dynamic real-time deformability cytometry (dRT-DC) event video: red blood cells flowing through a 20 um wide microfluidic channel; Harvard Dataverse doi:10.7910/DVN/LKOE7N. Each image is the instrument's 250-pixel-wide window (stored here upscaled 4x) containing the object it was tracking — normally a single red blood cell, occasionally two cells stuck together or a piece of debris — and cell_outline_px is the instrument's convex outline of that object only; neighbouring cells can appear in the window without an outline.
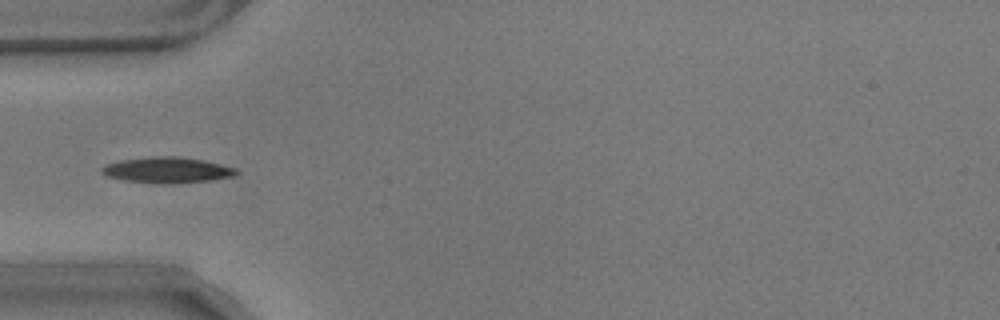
{"species": "common noctule bat (a hibernating species)", "species_latin": "Nyctalus noctula", "temperature_condition": "warm", "stored_images_in_passage": 25, "camera_frame_rate_fps": 3000, "um_per_image_px": 0.085, "animal": {"sex": "male", "body_mass_g": 17.9}, "frame": {"image": 1, "passage_image": 1, "time_ms": 0.0, "image_size_px": [1000, 320], "cell_outline_px": [[240, 172], [232, 176], [212, 180], [168, 184], [160, 184], [124, 180], [108, 176], [100, 172], [100, 168], [104, 164], [120, 160], [156, 156], [176, 156], [204, 160], [236, 168]], "centroid_in_image_um": [14.19, 14.45], "position_along_channel_um": 70.8, "area_um2": 20.29}}
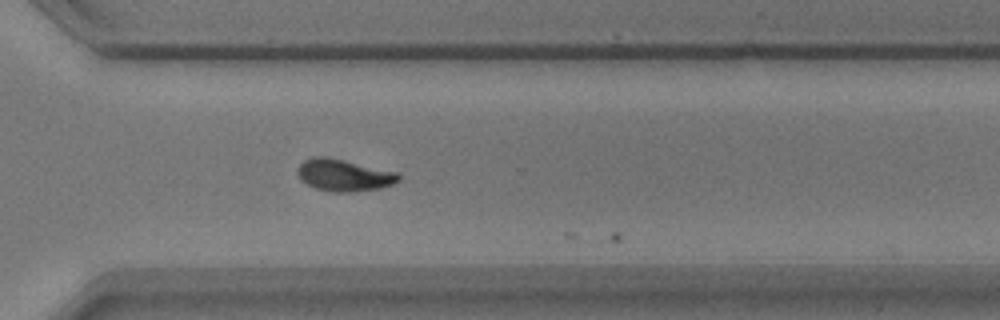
{"frame": {"image": 2, "passage_image": 24, "time_ms": 7.667, "image_size_px": [1000, 320], "cell_outline_px": [[400, 180], [392, 184], [380, 188], [352, 192], [332, 192], [316, 188], [300, 180], [296, 172], [296, 168], [304, 160], [316, 156], [328, 156], [400, 172]], "centroid_in_image_um": [29.24, 14.87], "position_along_channel_um": 341.4, "area_um2": 19.13}}